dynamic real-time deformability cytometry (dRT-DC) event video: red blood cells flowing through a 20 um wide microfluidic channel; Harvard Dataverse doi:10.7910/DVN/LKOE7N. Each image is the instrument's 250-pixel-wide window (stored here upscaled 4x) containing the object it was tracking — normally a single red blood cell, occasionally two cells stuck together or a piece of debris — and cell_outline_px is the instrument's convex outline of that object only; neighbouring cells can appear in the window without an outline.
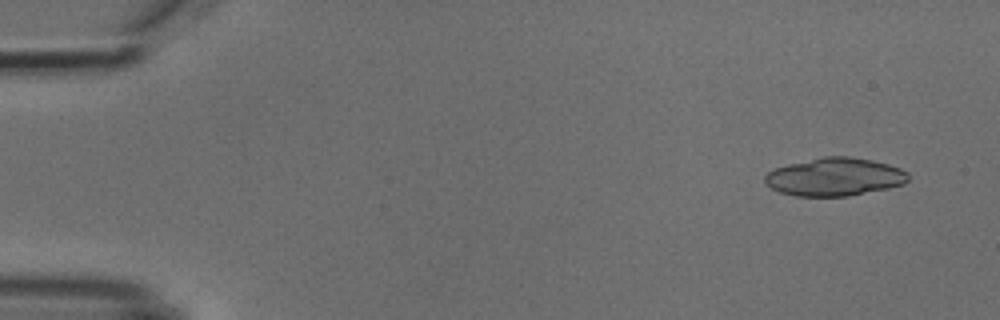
{"species": "common noctule bat (a hibernating species)", "species_latin": "Nyctalus noctula", "temperature_condition": "cold", "stored_images_in_passage": 5, "camera_frame_rate_fps": 3000, "um_per_image_px": 0.085, "animal": {"sex": "male", "body_mass_g": 18.8}, "frame": {"image": 1, "passage_image": 1, "time_ms": 0.0, "image_size_px": [1000, 320], "cell_outline_px": [[908, 180], [904, 184], [888, 188], [848, 196], [796, 196], [780, 192], [772, 188], [764, 180], [764, 176], [768, 172], [776, 168], [788, 164], [824, 156], [848, 156], [872, 160], [888, 164], [900, 168], [908, 172]], "centroid_in_image_um": [70.96, 15.03], "position_along_channel_um": 14.0, "area_um2": 31.67}}